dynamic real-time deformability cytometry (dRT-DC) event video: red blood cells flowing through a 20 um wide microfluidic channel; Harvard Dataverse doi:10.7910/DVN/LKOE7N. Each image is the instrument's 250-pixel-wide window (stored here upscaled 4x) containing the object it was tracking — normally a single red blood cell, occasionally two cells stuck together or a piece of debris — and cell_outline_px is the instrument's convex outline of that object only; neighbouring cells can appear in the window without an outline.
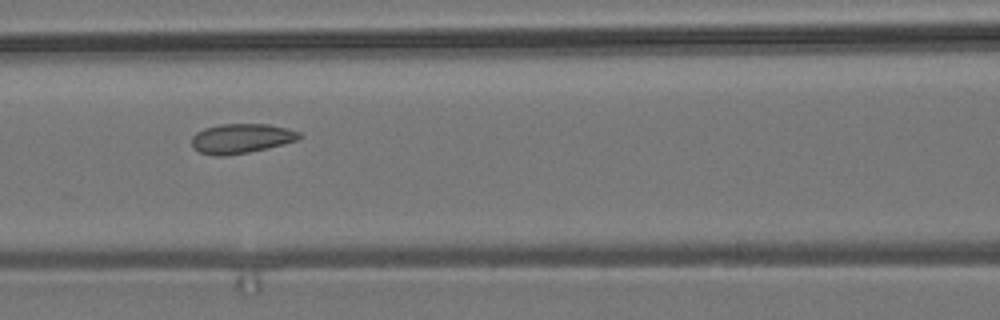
{"species": "common noctule bat (a hibernating species)", "species_latin": "Nyctalus noctula", "temperature_condition": "room temperature", "stored_images_in_passage": 7, "camera_frame_rate_fps": 3000, "um_per_image_px": 0.085, "animal": {"sex": "male", "body_mass_g": 19.2, "forearm_length_mm": 51.8}, "frame": {"image": 1, "passage_image": 3, "time_ms": 0.667, "image_size_px": [1000, 320], "cell_outline_px": [[304, 136], [300, 140], [268, 148], [248, 152], [224, 156], [212, 156], [200, 152], [192, 148], [192, 136], [196, 132], [204, 128], [220, 124], [268, 124], [288, 128], [300, 132]], "centroid_in_image_um": [20.53, 11.77], "position_along_channel_um": 146.1, "area_um2": 18.9}}
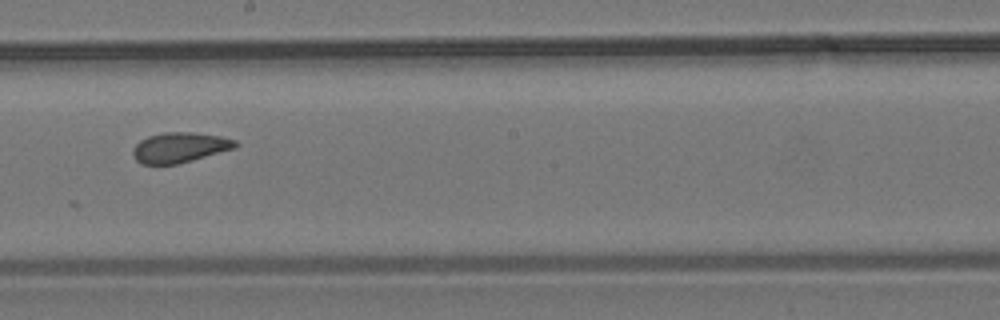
{"frame": {"image": 2, "passage_image": 5, "time_ms": 1.333, "image_size_px": [1000, 320], "cell_outline_px": [[240, 144], [236, 148], [192, 160], [176, 164], [140, 164], [132, 156], [132, 148], [140, 140], [148, 136], [164, 132], [192, 132], [220, 136], [236, 140]], "centroid_in_image_um": [15.27, 12.53], "position_along_channel_um": 232.9, "area_um2": 18.15}}
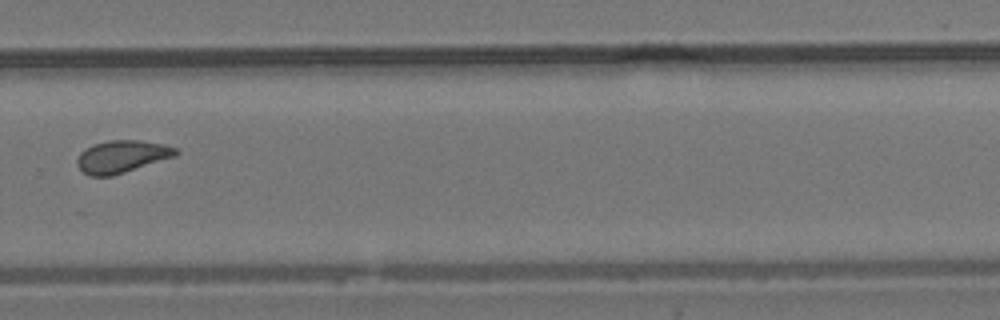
{"frame": {"image": 3, "passage_image": 7, "time_ms": 2.0, "image_size_px": [1000, 320], "cell_outline_px": [[180, 152], [176, 156], [112, 176], [88, 176], [76, 164], [76, 160], [80, 152], [84, 148], [92, 144], [108, 140], [140, 140], [164, 144], [176, 148]], "centroid_in_image_um": [10.34, 13.3], "position_along_channel_um": 319.5, "area_um2": 18.79}}